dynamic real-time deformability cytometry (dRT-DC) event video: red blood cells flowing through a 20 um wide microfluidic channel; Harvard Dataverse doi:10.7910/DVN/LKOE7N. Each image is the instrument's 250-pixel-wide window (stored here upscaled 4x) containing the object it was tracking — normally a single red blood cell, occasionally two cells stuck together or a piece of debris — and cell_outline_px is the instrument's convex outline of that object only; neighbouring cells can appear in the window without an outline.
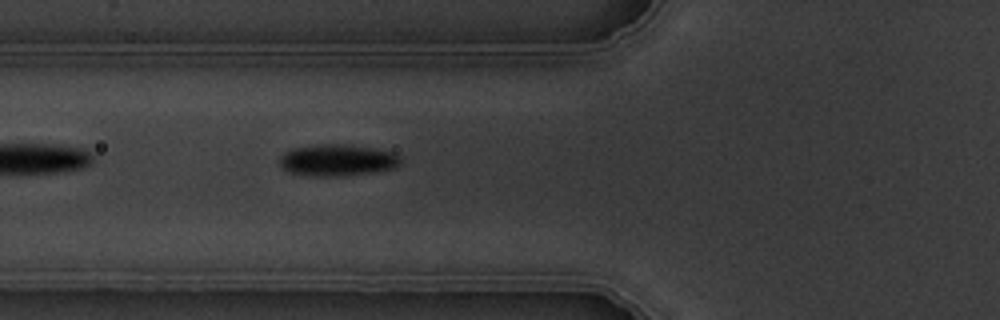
{"species": "common noctule bat (a hibernating species)", "species_latin": "Nyctalus noctula", "temperature_condition": "warm", "stored_images_in_passage": 2, "camera_frame_rate_fps": 3000, "um_per_image_px": 0.085, "animal": {"sex": "male", "body_mass_g": 19.5, "forearm_length_mm": 54.6}, "frame": {"image": 1, "passage_image": 2, "time_ms": 1.333, "image_size_px": [1000, 320], "cell_outline_px": [[400, 164], [392, 168], [372, 172], [332, 176], [312, 176], [288, 172], [280, 168], [280, 156], [284, 152], [292, 148], [324, 144], [344, 144], [372, 148], [392, 152], [400, 156]], "centroid_in_image_um": [28.62, 13.61], "position_along_channel_um": 97.2, "area_um2": 22.08}}